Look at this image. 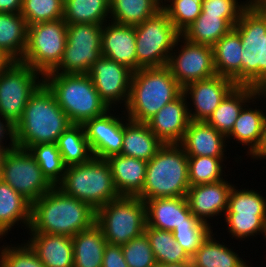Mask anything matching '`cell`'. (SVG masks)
<instances>
[{
  "mask_svg": "<svg viewBox=\"0 0 266 267\" xmlns=\"http://www.w3.org/2000/svg\"><path fill=\"white\" fill-rule=\"evenodd\" d=\"M245 2V8L248 10L266 11V0H249Z\"/></svg>",
  "mask_w": 266,
  "mask_h": 267,
  "instance_id": "51",
  "label": "cell"
},
{
  "mask_svg": "<svg viewBox=\"0 0 266 267\" xmlns=\"http://www.w3.org/2000/svg\"><path fill=\"white\" fill-rule=\"evenodd\" d=\"M32 203L0 179V238L18 222L29 229Z\"/></svg>",
  "mask_w": 266,
  "mask_h": 267,
  "instance_id": "29",
  "label": "cell"
},
{
  "mask_svg": "<svg viewBox=\"0 0 266 267\" xmlns=\"http://www.w3.org/2000/svg\"><path fill=\"white\" fill-rule=\"evenodd\" d=\"M109 9L110 21L136 26L154 16L162 5L158 0H109Z\"/></svg>",
  "mask_w": 266,
  "mask_h": 267,
  "instance_id": "34",
  "label": "cell"
},
{
  "mask_svg": "<svg viewBox=\"0 0 266 267\" xmlns=\"http://www.w3.org/2000/svg\"><path fill=\"white\" fill-rule=\"evenodd\" d=\"M265 118L266 114L262 110L249 108V105L245 104L227 139L232 136L238 143L247 145V153L252 156L261 144Z\"/></svg>",
  "mask_w": 266,
  "mask_h": 267,
  "instance_id": "32",
  "label": "cell"
},
{
  "mask_svg": "<svg viewBox=\"0 0 266 267\" xmlns=\"http://www.w3.org/2000/svg\"><path fill=\"white\" fill-rule=\"evenodd\" d=\"M27 150L37 161L44 176L56 187L61 182L67 167L56 143L33 145Z\"/></svg>",
  "mask_w": 266,
  "mask_h": 267,
  "instance_id": "39",
  "label": "cell"
},
{
  "mask_svg": "<svg viewBox=\"0 0 266 267\" xmlns=\"http://www.w3.org/2000/svg\"><path fill=\"white\" fill-rule=\"evenodd\" d=\"M106 160L119 195L137 197L145 182L147 161L121 154L110 156Z\"/></svg>",
  "mask_w": 266,
  "mask_h": 267,
  "instance_id": "24",
  "label": "cell"
},
{
  "mask_svg": "<svg viewBox=\"0 0 266 267\" xmlns=\"http://www.w3.org/2000/svg\"><path fill=\"white\" fill-rule=\"evenodd\" d=\"M187 97L182 92L146 123L163 144H179L190 123Z\"/></svg>",
  "mask_w": 266,
  "mask_h": 267,
  "instance_id": "19",
  "label": "cell"
},
{
  "mask_svg": "<svg viewBox=\"0 0 266 267\" xmlns=\"http://www.w3.org/2000/svg\"><path fill=\"white\" fill-rule=\"evenodd\" d=\"M256 89L259 97H266V79Z\"/></svg>",
  "mask_w": 266,
  "mask_h": 267,
  "instance_id": "53",
  "label": "cell"
},
{
  "mask_svg": "<svg viewBox=\"0 0 266 267\" xmlns=\"http://www.w3.org/2000/svg\"><path fill=\"white\" fill-rule=\"evenodd\" d=\"M96 211L87 203L65 195L57 187L32 203L30 233L73 237L95 224Z\"/></svg>",
  "mask_w": 266,
  "mask_h": 267,
  "instance_id": "1",
  "label": "cell"
},
{
  "mask_svg": "<svg viewBox=\"0 0 266 267\" xmlns=\"http://www.w3.org/2000/svg\"><path fill=\"white\" fill-rule=\"evenodd\" d=\"M39 72L21 62H12L0 75V117L14 128L30 97L44 83ZM38 79V80H37Z\"/></svg>",
  "mask_w": 266,
  "mask_h": 267,
  "instance_id": "12",
  "label": "cell"
},
{
  "mask_svg": "<svg viewBox=\"0 0 266 267\" xmlns=\"http://www.w3.org/2000/svg\"><path fill=\"white\" fill-rule=\"evenodd\" d=\"M3 149L2 148H0V157H1V155H2V153H3Z\"/></svg>",
  "mask_w": 266,
  "mask_h": 267,
  "instance_id": "56",
  "label": "cell"
},
{
  "mask_svg": "<svg viewBox=\"0 0 266 267\" xmlns=\"http://www.w3.org/2000/svg\"><path fill=\"white\" fill-rule=\"evenodd\" d=\"M71 125L53 93L43 83L30 97L20 121L13 128L14 146L28 149L33 145L56 143Z\"/></svg>",
  "mask_w": 266,
  "mask_h": 267,
  "instance_id": "2",
  "label": "cell"
},
{
  "mask_svg": "<svg viewBox=\"0 0 266 267\" xmlns=\"http://www.w3.org/2000/svg\"><path fill=\"white\" fill-rule=\"evenodd\" d=\"M102 267H129L120 245L107 243L104 248Z\"/></svg>",
  "mask_w": 266,
  "mask_h": 267,
  "instance_id": "47",
  "label": "cell"
},
{
  "mask_svg": "<svg viewBox=\"0 0 266 267\" xmlns=\"http://www.w3.org/2000/svg\"><path fill=\"white\" fill-rule=\"evenodd\" d=\"M203 0H167L162 9L168 14L174 27L182 33L201 14Z\"/></svg>",
  "mask_w": 266,
  "mask_h": 267,
  "instance_id": "42",
  "label": "cell"
},
{
  "mask_svg": "<svg viewBox=\"0 0 266 267\" xmlns=\"http://www.w3.org/2000/svg\"><path fill=\"white\" fill-rule=\"evenodd\" d=\"M43 80L72 124L83 125L113 110L100 98L88 74L47 73Z\"/></svg>",
  "mask_w": 266,
  "mask_h": 267,
  "instance_id": "5",
  "label": "cell"
},
{
  "mask_svg": "<svg viewBox=\"0 0 266 267\" xmlns=\"http://www.w3.org/2000/svg\"><path fill=\"white\" fill-rule=\"evenodd\" d=\"M67 43V24L62 19L28 26L27 46L21 63L42 74L60 63Z\"/></svg>",
  "mask_w": 266,
  "mask_h": 267,
  "instance_id": "10",
  "label": "cell"
},
{
  "mask_svg": "<svg viewBox=\"0 0 266 267\" xmlns=\"http://www.w3.org/2000/svg\"><path fill=\"white\" fill-rule=\"evenodd\" d=\"M214 66L217 75L230 78L241 86L242 41L233 28L213 46Z\"/></svg>",
  "mask_w": 266,
  "mask_h": 267,
  "instance_id": "28",
  "label": "cell"
},
{
  "mask_svg": "<svg viewBox=\"0 0 266 267\" xmlns=\"http://www.w3.org/2000/svg\"><path fill=\"white\" fill-rule=\"evenodd\" d=\"M232 238L243 239L254 234L266 238V198L254 190H236L233 185L225 214Z\"/></svg>",
  "mask_w": 266,
  "mask_h": 267,
  "instance_id": "14",
  "label": "cell"
},
{
  "mask_svg": "<svg viewBox=\"0 0 266 267\" xmlns=\"http://www.w3.org/2000/svg\"><path fill=\"white\" fill-rule=\"evenodd\" d=\"M211 232L191 257L192 267H248L246 262L225 244H220ZM214 238V239H213Z\"/></svg>",
  "mask_w": 266,
  "mask_h": 267,
  "instance_id": "33",
  "label": "cell"
},
{
  "mask_svg": "<svg viewBox=\"0 0 266 267\" xmlns=\"http://www.w3.org/2000/svg\"><path fill=\"white\" fill-rule=\"evenodd\" d=\"M108 110L102 116L87 120L84 124L93 157L107 159L122 152L123 121Z\"/></svg>",
  "mask_w": 266,
  "mask_h": 267,
  "instance_id": "18",
  "label": "cell"
},
{
  "mask_svg": "<svg viewBox=\"0 0 266 267\" xmlns=\"http://www.w3.org/2000/svg\"><path fill=\"white\" fill-rule=\"evenodd\" d=\"M260 99L256 87L236 85L221 101L213 114L206 121L226 137L231 133L245 103Z\"/></svg>",
  "mask_w": 266,
  "mask_h": 267,
  "instance_id": "26",
  "label": "cell"
},
{
  "mask_svg": "<svg viewBox=\"0 0 266 267\" xmlns=\"http://www.w3.org/2000/svg\"><path fill=\"white\" fill-rule=\"evenodd\" d=\"M238 3L237 0H203L201 13L221 15L234 27L246 9L244 3Z\"/></svg>",
  "mask_w": 266,
  "mask_h": 267,
  "instance_id": "46",
  "label": "cell"
},
{
  "mask_svg": "<svg viewBox=\"0 0 266 267\" xmlns=\"http://www.w3.org/2000/svg\"><path fill=\"white\" fill-rule=\"evenodd\" d=\"M233 28L221 15L201 13L181 35L190 42L212 47L222 36L230 32Z\"/></svg>",
  "mask_w": 266,
  "mask_h": 267,
  "instance_id": "35",
  "label": "cell"
},
{
  "mask_svg": "<svg viewBox=\"0 0 266 267\" xmlns=\"http://www.w3.org/2000/svg\"><path fill=\"white\" fill-rule=\"evenodd\" d=\"M190 187L188 156L180 144H163L147 162L145 182L137 196L144 202L156 198L186 197Z\"/></svg>",
  "mask_w": 266,
  "mask_h": 267,
  "instance_id": "4",
  "label": "cell"
},
{
  "mask_svg": "<svg viewBox=\"0 0 266 267\" xmlns=\"http://www.w3.org/2000/svg\"><path fill=\"white\" fill-rule=\"evenodd\" d=\"M64 0H22L21 15L27 25L63 18Z\"/></svg>",
  "mask_w": 266,
  "mask_h": 267,
  "instance_id": "41",
  "label": "cell"
},
{
  "mask_svg": "<svg viewBox=\"0 0 266 267\" xmlns=\"http://www.w3.org/2000/svg\"><path fill=\"white\" fill-rule=\"evenodd\" d=\"M0 119H1L0 120V148H2L3 150H6L14 146V142H13L14 133H13V128L6 121H4L1 117ZM7 136L10 139V143H9L10 145H7L5 147L2 140L4 141L5 137Z\"/></svg>",
  "mask_w": 266,
  "mask_h": 267,
  "instance_id": "48",
  "label": "cell"
},
{
  "mask_svg": "<svg viewBox=\"0 0 266 267\" xmlns=\"http://www.w3.org/2000/svg\"><path fill=\"white\" fill-rule=\"evenodd\" d=\"M26 243L45 267H73L72 237L65 235L31 233Z\"/></svg>",
  "mask_w": 266,
  "mask_h": 267,
  "instance_id": "25",
  "label": "cell"
},
{
  "mask_svg": "<svg viewBox=\"0 0 266 267\" xmlns=\"http://www.w3.org/2000/svg\"><path fill=\"white\" fill-rule=\"evenodd\" d=\"M254 159H266V118L263 128V138L258 150L252 155Z\"/></svg>",
  "mask_w": 266,
  "mask_h": 267,
  "instance_id": "50",
  "label": "cell"
},
{
  "mask_svg": "<svg viewBox=\"0 0 266 267\" xmlns=\"http://www.w3.org/2000/svg\"><path fill=\"white\" fill-rule=\"evenodd\" d=\"M135 33L137 70L167 66L170 51L178 47L181 35L163 9L136 25Z\"/></svg>",
  "mask_w": 266,
  "mask_h": 267,
  "instance_id": "9",
  "label": "cell"
},
{
  "mask_svg": "<svg viewBox=\"0 0 266 267\" xmlns=\"http://www.w3.org/2000/svg\"><path fill=\"white\" fill-rule=\"evenodd\" d=\"M107 23L102 28V56L137 71L135 26Z\"/></svg>",
  "mask_w": 266,
  "mask_h": 267,
  "instance_id": "22",
  "label": "cell"
},
{
  "mask_svg": "<svg viewBox=\"0 0 266 267\" xmlns=\"http://www.w3.org/2000/svg\"><path fill=\"white\" fill-rule=\"evenodd\" d=\"M233 185L225 179L214 183L190 186L186 199L192 214L210 226L207 218L226 214L229 194Z\"/></svg>",
  "mask_w": 266,
  "mask_h": 267,
  "instance_id": "20",
  "label": "cell"
},
{
  "mask_svg": "<svg viewBox=\"0 0 266 267\" xmlns=\"http://www.w3.org/2000/svg\"><path fill=\"white\" fill-rule=\"evenodd\" d=\"M213 232L207 224H188L176 226L173 230V237L186 252L192 257L201 243Z\"/></svg>",
  "mask_w": 266,
  "mask_h": 267,
  "instance_id": "44",
  "label": "cell"
},
{
  "mask_svg": "<svg viewBox=\"0 0 266 267\" xmlns=\"http://www.w3.org/2000/svg\"><path fill=\"white\" fill-rule=\"evenodd\" d=\"M121 155L145 161L151 160L163 143L150 130L147 123L135 122L125 117Z\"/></svg>",
  "mask_w": 266,
  "mask_h": 267,
  "instance_id": "27",
  "label": "cell"
},
{
  "mask_svg": "<svg viewBox=\"0 0 266 267\" xmlns=\"http://www.w3.org/2000/svg\"><path fill=\"white\" fill-rule=\"evenodd\" d=\"M109 13V0H64L63 20L66 24L96 23L103 25L110 21L107 20L110 19Z\"/></svg>",
  "mask_w": 266,
  "mask_h": 267,
  "instance_id": "38",
  "label": "cell"
},
{
  "mask_svg": "<svg viewBox=\"0 0 266 267\" xmlns=\"http://www.w3.org/2000/svg\"><path fill=\"white\" fill-rule=\"evenodd\" d=\"M56 187L65 195L89 204L95 211L120 197L108 161L96 157L85 163L67 166Z\"/></svg>",
  "mask_w": 266,
  "mask_h": 267,
  "instance_id": "6",
  "label": "cell"
},
{
  "mask_svg": "<svg viewBox=\"0 0 266 267\" xmlns=\"http://www.w3.org/2000/svg\"><path fill=\"white\" fill-rule=\"evenodd\" d=\"M161 5H164L163 0H158ZM166 2V0H164Z\"/></svg>",
  "mask_w": 266,
  "mask_h": 267,
  "instance_id": "55",
  "label": "cell"
},
{
  "mask_svg": "<svg viewBox=\"0 0 266 267\" xmlns=\"http://www.w3.org/2000/svg\"><path fill=\"white\" fill-rule=\"evenodd\" d=\"M13 61L0 51V75Z\"/></svg>",
  "mask_w": 266,
  "mask_h": 267,
  "instance_id": "52",
  "label": "cell"
},
{
  "mask_svg": "<svg viewBox=\"0 0 266 267\" xmlns=\"http://www.w3.org/2000/svg\"><path fill=\"white\" fill-rule=\"evenodd\" d=\"M103 25L96 23L67 24V43L59 65L49 73L87 74L102 56Z\"/></svg>",
  "mask_w": 266,
  "mask_h": 267,
  "instance_id": "13",
  "label": "cell"
},
{
  "mask_svg": "<svg viewBox=\"0 0 266 267\" xmlns=\"http://www.w3.org/2000/svg\"><path fill=\"white\" fill-rule=\"evenodd\" d=\"M235 86L236 84L232 79L220 75L186 85L183 88V93L187 98L191 97L190 101L193 102L195 108V112L191 111L192 108H188L190 120L207 121Z\"/></svg>",
  "mask_w": 266,
  "mask_h": 267,
  "instance_id": "17",
  "label": "cell"
},
{
  "mask_svg": "<svg viewBox=\"0 0 266 267\" xmlns=\"http://www.w3.org/2000/svg\"><path fill=\"white\" fill-rule=\"evenodd\" d=\"M22 0H0V12L21 13Z\"/></svg>",
  "mask_w": 266,
  "mask_h": 267,
  "instance_id": "49",
  "label": "cell"
},
{
  "mask_svg": "<svg viewBox=\"0 0 266 267\" xmlns=\"http://www.w3.org/2000/svg\"><path fill=\"white\" fill-rule=\"evenodd\" d=\"M95 224L102 230L107 243L127 244L145 232V202L139 197L120 196L96 210Z\"/></svg>",
  "mask_w": 266,
  "mask_h": 267,
  "instance_id": "7",
  "label": "cell"
},
{
  "mask_svg": "<svg viewBox=\"0 0 266 267\" xmlns=\"http://www.w3.org/2000/svg\"><path fill=\"white\" fill-rule=\"evenodd\" d=\"M147 226L172 231L176 226L205 224L191 212L186 197L156 198L145 201Z\"/></svg>",
  "mask_w": 266,
  "mask_h": 267,
  "instance_id": "21",
  "label": "cell"
},
{
  "mask_svg": "<svg viewBox=\"0 0 266 267\" xmlns=\"http://www.w3.org/2000/svg\"><path fill=\"white\" fill-rule=\"evenodd\" d=\"M181 41L184 44L176 52L179 54L171 52L167 67L182 88L192 82L217 75L211 46L190 42L182 35L179 36V42Z\"/></svg>",
  "mask_w": 266,
  "mask_h": 267,
  "instance_id": "15",
  "label": "cell"
},
{
  "mask_svg": "<svg viewBox=\"0 0 266 267\" xmlns=\"http://www.w3.org/2000/svg\"><path fill=\"white\" fill-rule=\"evenodd\" d=\"M144 233L148 237L157 265L191 262V257L176 243L172 231L146 225Z\"/></svg>",
  "mask_w": 266,
  "mask_h": 267,
  "instance_id": "37",
  "label": "cell"
},
{
  "mask_svg": "<svg viewBox=\"0 0 266 267\" xmlns=\"http://www.w3.org/2000/svg\"><path fill=\"white\" fill-rule=\"evenodd\" d=\"M226 140L225 135L206 121H190L179 144L187 156L224 157Z\"/></svg>",
  "mask_w": 266,
  "mask_h": 267,
  "instance_id": "23",
  "label": "cell"
},
{
  "mask_svg": "<svg viewBox=\"0 0 266 267\" xmlns=\"http://www.w3.org/2000/svg\"><path fill=\"white\" fill-rule=\"evenodd\" d=\"M129 267H155L157 265L150 242L145 233L121 246Z\"/></svg>",
  "mask_w": 266,
  "mask_h": 267,
  "instance_id": "43",
  "label": "cell"
},
{
  "mask_svg": "<svg viewBox=\"0 0 266 267\" xmlns=\"http://www.w3.org/2000/svg\"><path fill=\"white\" fill-rule=\"evenodd\" d=\"M100 98L112 109V105L124 101L126 107L133 71L105 56L96 60L87 73ZM114 103V104H113Z\"/></svg>",
  "mask_w": 266,
  "mask_h": 267,
  "instance_id": "16",
  "label": "cell"
},
{
  "mask_svg": "<svg viewBox=\"0 0 266 267\" xmlns=\"http://www.w3.org/2000/svg\"><path fill=\"white\" fill-rule=\"evenodd\" d=\"M16 246H2L0 267H45L27 243Z\"/></svg>",
  "mask_w": 266,
  "mask_h": 267,
  "instance_id": "45",
  "label": "cell"
},
{
  "mask_svg": "<svg viewBox=\"0 0 266 267\" xmlns=\"http://www.w3.org/2000/svg\"><path fill=\"white\" fill-rule=\"evenodd\" d=\"M223 158L224 157L188 156L190 186L223 180Z\"/></svg>",
  "mask_w": 266,
  "mask_h": 267,
  "instance_id": "40",
  "label": "cell"
},
{
  "mask_svg": "<svg viewBox=\"0 0 266 267\" xmlns=\"http://www.w3.org/2000/svg\"><path fill=\"white\" fill-rule=\"evenodd\" d=\"M73 267H102L107 241L102 230L94 224L72 237Z\"/></svg>",
  "mask_w": 266,
  "mask_h": 267,
  "instance_id": "31",
  "label": "cell"
},
{
  "mask_svg": "<svg viewBox=\"0 0 266 267\" xmlns=\"http://www.w3.org/2000/svg\"><path fill=\"white\" fill-rule=\"evenodd\" d=\"M234 29L243 47L241 86L257 88L266 79V11L245 9Z\"/></svg>",
  "mask_w": 266,
  "mask_h": 267,
  "instance_id": "8",
  "label": "cell"
},
{
  "mask_svg": "<svg viewBox=\"0 0 266 267\" xmlns=\"http://www.w3.org/2000/svg\"><path fill=\"white\" fill-rule=\"evenodd\" d=\"M182 92L183 88L167 66L141 68L132 74L126 117L146 123Z\"/></svg>",
  "mask_w": 266,
  "mask_h": 267,
  "instance_id": "3",
  "label": "cell"
},
{
  "mask_svg": "<svg viewBox=\"0 0 266 267\" xmlns=\"http://www.w3.org/2000/svg\"><path fill=\"white\" fill-rule=\"evenodd\" d=\"M66 166L89 161L93 155L82 124H72L56 142Z\"/></svg>",
  "mask_w": 266,
  "mask_h": 267,
  "instance_id": "36",
  "label": "cell"
},
{
  "mask_svg": "<svg viewBox=\"0 0 266 267\" xmlns=\"http://www.w3.org/2000/svg\"><path fill=\"white\" fill-rule=\"evenodd\" d=\"M28 25L21 13L0 12V51L20 62L27 46Z\"/></svg>",
  "mask_w": 266,
  "mask_h": 267,
  "instance_id": "30",
  "label": "cell"
},
{
  "mask_svg": "<svg viewBox=\"0 0 266 267\" xmlns=\"http://www.w3.org/2000/svg\"><path fill=\"white\" fill-rule=\"evenodd\" d=\"M0 179L31 203L54 187L30 152L17 146L3 151L0 157Z\"/></svg>",
  "mask_w": 266,
  "mask_h": 267,
  "instance_id": "11",
  "label": "cell"
},
{
  "mask_svg": "<svg viewBox=\"0 0 266 267\" xmlns=\"http://www.w3.org/2000/svg\"><path fill=\"white\" fill-rule=\"evenodd\" d=\"M160 267H192L191 262L177 263V264H162Z\"/></svg>",
  "mask_w": 266,
  "mask_h": 267,
  "instance_id": "54",
  "label": "cell"
}]
</instances>
